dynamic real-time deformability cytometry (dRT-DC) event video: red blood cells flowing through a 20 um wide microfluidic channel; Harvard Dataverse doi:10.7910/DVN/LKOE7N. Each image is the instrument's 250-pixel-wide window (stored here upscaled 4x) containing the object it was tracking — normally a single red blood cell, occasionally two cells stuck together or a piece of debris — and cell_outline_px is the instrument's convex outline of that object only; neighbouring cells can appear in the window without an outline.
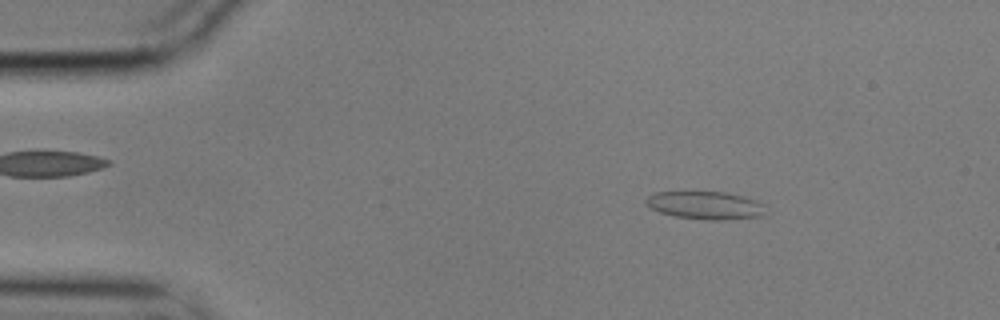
{"species": "common noctule bat (a hibernating species)", "species_latin": "Nyctalus noctula", "temperature_condition": "cold", "stored_images_in_passage": 22, "camera_frame_rate_fps": 3000, "um_per_image_px": 0.085, "animal": {"sex": "male", "body_mass_g": 17.9}, "frame": {"image": 1, "passage_image": 1, "time_ms": 0.0, "image_size_px": [1000, 320], "cell_outline_px": [[768, 216], [724, 220], [708, 220], [676, 216], [660, 212], [652, 208], [644, 200], [652, 192], [724, 192], [756, 200], [764, 204]], "centroid_in_image_um": [60.03, 17.46], "position_along_channel_um": 25.0, "area_um2": 19.54}}
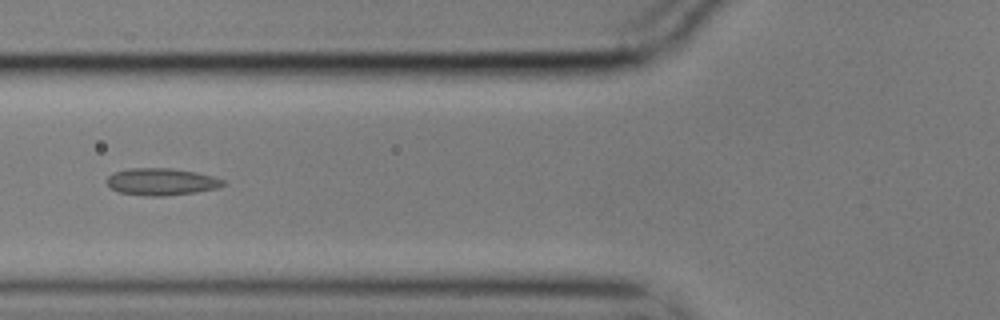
{"frame": {"image": 2, "passage_image": 14, "time_ms": 4.333, "image_size_px": [1000, 320], "cell_outline_px": [[228, 184], [216, 188], [196, 192], [164, 196], [144, 196], [120, 192], [112, 188], [104, 180], [108, 176], [116, 172], [128, 168], [172, 168], [196, 172], [212, 176], [224, 180]], "centroid_in_image_um": [13.73, 15.44], "position_along_channel_um": 112.1, "area_um2": 18.38}}
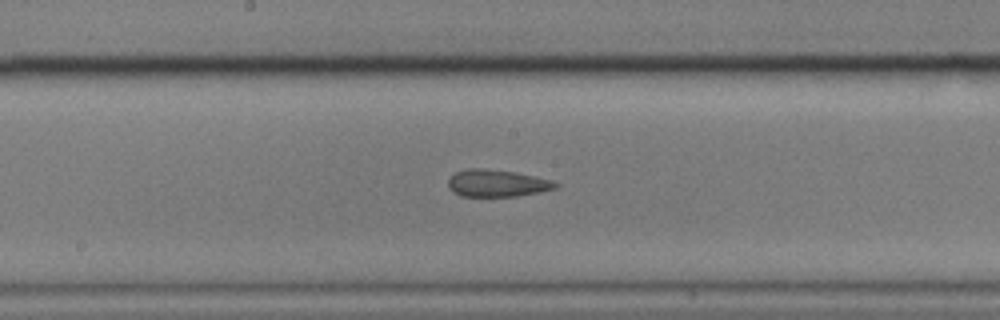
{"frame": {"image": 3, "passage_image": 22, "time_ms": 7.0, "image_size_px": [1000, 320], "cell_outline_px": [[560, 184], [556, 188], [540, 192], [516, 196], [460, 196], [452, 192], [448, 188], [448, 180], [456, 172], [468, 168], [480, 168], [516, 172], [552, 180]], "centroid_in_image_um": [42.24, 15.58], "position_along_channel_um": 206.0, "area_um2": 16.99}}